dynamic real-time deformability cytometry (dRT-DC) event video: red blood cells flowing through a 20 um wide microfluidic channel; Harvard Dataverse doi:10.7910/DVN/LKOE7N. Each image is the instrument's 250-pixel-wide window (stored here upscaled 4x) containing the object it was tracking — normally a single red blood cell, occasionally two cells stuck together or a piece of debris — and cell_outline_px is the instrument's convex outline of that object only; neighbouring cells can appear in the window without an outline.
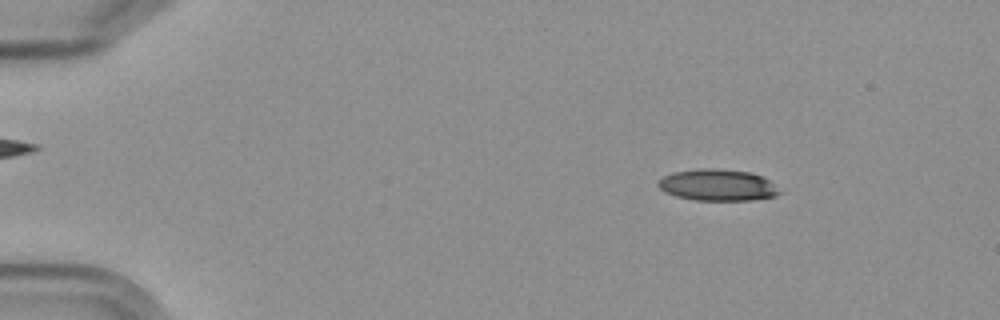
{"species": "Egyptian fruit bat (a non-hibernating species)", "species_latin": "Rousettus aegyptiacus", "temperature_condition": "cold", "stored_images_in_passage": 7, "camera_frame_rate_fps": 3000, "um_per_image_px": 0.085, "frame": {"image": 1, "passage_image": 2, "time_ms": 1.333, "image_size_px": [1000, 320], "cell_outline_px": [[780, 192], [776, 196], [752, 200], [696, 200], [676, 196], [664, 192], [656, 184], [664, 176], [672, 172], [700, 168], [716, 168], [752, 172], [764, 176]], "centroid_in_image_um": [60.98, 15.72], "position_along_channel_um": 24.0, "area_um2": 22.31}}
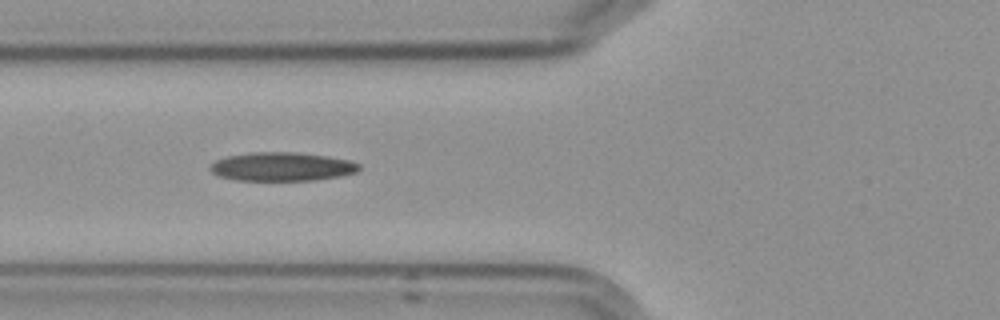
{"frame": {"image": 2, "passage_image": 6, "time_ms": 6.0, "image_size_px": [1000, 320], "cell_outline_px": [[360, 168], [356, 172], [340, 176], [316, 180], [236, 180], [216, 176], [208, 168], [216, 160], [228, 156], [252, 152], [296, 152], [328, 156], [352, 160], [360, 164]], "centroid_in_image_um": [23.97, 14.16], "position_along_channel_um": 101.8, "area_um2": 25.03}}
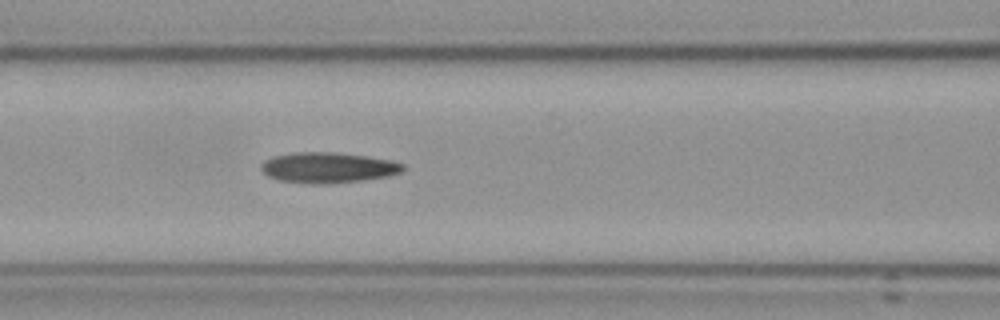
{"frame": {"image": 3, "passage_image": 7, "time_ms": 7.0, "image_size_px": [1000, 320], "cell_outline_px": [[404, 168], [400, 172], [388, 176], [360, 180], [280, 180], [268, 176], [260, 168], [260, 164], [264, 160], [272, 156], [292, 152], [336, 152], [368, 156], [392, 160], [404, 164]], "centroid_in_image_um": [27.89, 14.16], "position_along_channel_um": 138.7, "area_um2": 23.99}}